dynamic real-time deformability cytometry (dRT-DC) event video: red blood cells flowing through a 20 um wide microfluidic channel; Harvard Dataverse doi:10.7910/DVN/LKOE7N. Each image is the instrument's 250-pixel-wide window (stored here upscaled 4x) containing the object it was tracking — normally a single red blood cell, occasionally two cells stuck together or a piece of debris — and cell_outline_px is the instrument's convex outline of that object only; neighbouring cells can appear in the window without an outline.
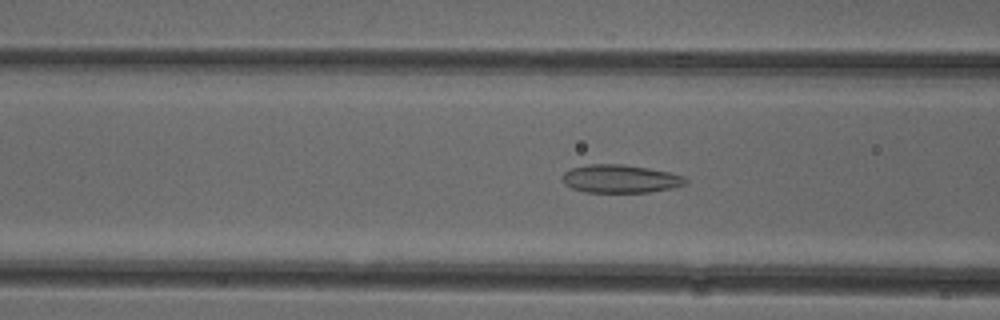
{"species": "common noctule bat (a hibernating species)", "species_latin": "Nyctalus noctula", "temperature_condition": "cold", "stored_images_in_passage": 50, "camera_frame_rate_fps": 3000, "um_per_image_px": 0.085, "animal": {"sex": "female"}, "frame": {"image": 1, "passage_image": 18, "time_ms": 5.667, "image_size_px": [1000, 320], "cell_outline_px": [[688, 180], [684, 184], [672, 188], [648, 192], [584, 192], [572, 188], [564, 184], [560, 180], [560, 176], [564, 172], [572, 168], [588, 164], [624, 164], [648, 168], [668, 172], [684, 176]], "centroid_in_image_um": [52.67, 15.19], "position_along_channel_um": 113.9, "area_um2": 20.29}}
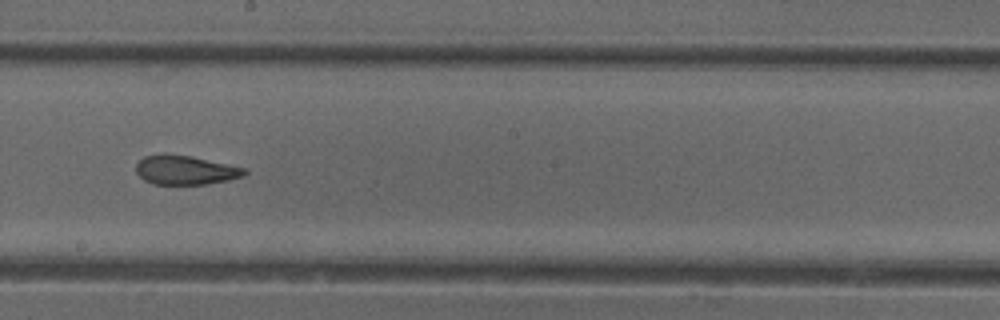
{"frame": {"image": 2, "passage_image": 27, "time_ms": 8.667, "image_size_px": [1000, 320], "cell_outline_px": [[248, 172], [244, 176], [228, 180], [208, 184], [152, 184], [144, 180], [136, 172], [136, 164], [144, 156], [164, 152], [192, 156], [244, 168]], "centroid_in_image_um": [15.72, 14.44], "position_along_channel_um": 232.5, "area_um2": 18.61}}
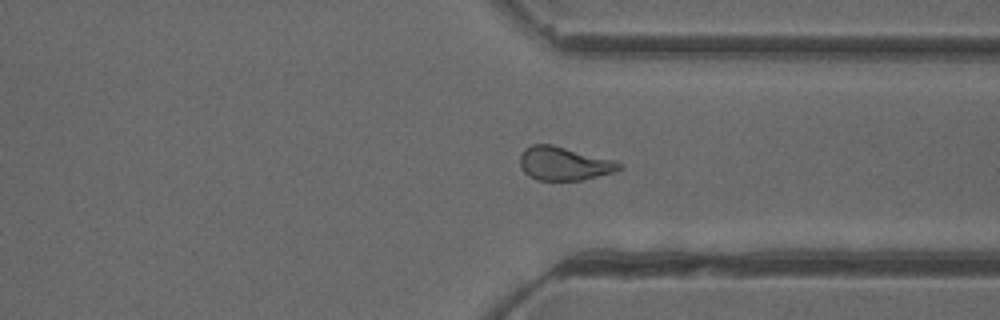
{"frame": {"image": 3, "passage_image": 37, "time_ms": 12.0, "image_size_px": [1000, 320], "cell_outline_px": [[624, 168], [616, 172], [584, 180], [536, 180], [528, 176], [520, 168], [520, 156], [524, 148], [532, 144], [552, 144], [612, 160], [624, 164]], "centroid_in_image_um": [47.94, 13.91], "position_along_channel_um": 363.5, "area_um2": 19.59}, "authors_computed_cell_mechanics": {"area_um2": 20.1722, "velocity_mm_per_s": 3.9526, "shape_relaxation_time_tau1_ms": 9.5581, "shape_relaxation_time_tau2_ms": 2.2097, "deformation_change_tau1": 0.2091, "deformation_change_tau2": 0.0975}}